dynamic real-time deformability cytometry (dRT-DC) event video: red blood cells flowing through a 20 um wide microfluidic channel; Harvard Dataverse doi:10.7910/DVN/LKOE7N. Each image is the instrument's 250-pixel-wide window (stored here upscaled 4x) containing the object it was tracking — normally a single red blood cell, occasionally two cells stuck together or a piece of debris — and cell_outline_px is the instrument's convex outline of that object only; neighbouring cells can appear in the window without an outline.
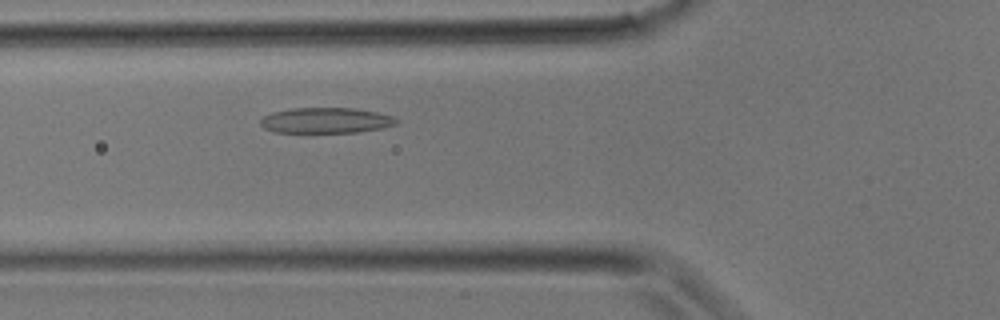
{"species": "common noctule bat (a hibernating species)", "species_latin": "Nyctalus noctula", "temperature_condition": "room temperature", "stored_images_in_passage": 29, "camera_frame_rate_fps": 3000, "um_per_image_px": 0.085, "animal": {"sex": "male", "body_mass_g": 17.9}, "frame": {"image": 1, "passage_image": 8, "time_ms": 2.333, "image_size_px": [1000, 320], "cell_outline_px": [[396, 124], [384, 128], [360, 132], [276, 132], [264, 128], [260, 124], [260, 120], [264, 116], [272, 112], [292, 108], [352, 108], [376, 112], [392, 116], [396, 120]], "centroid_in_image_um": [27.69, 10.24], "position_along_channel_um": 98.1, "area_um2": 20.11}}
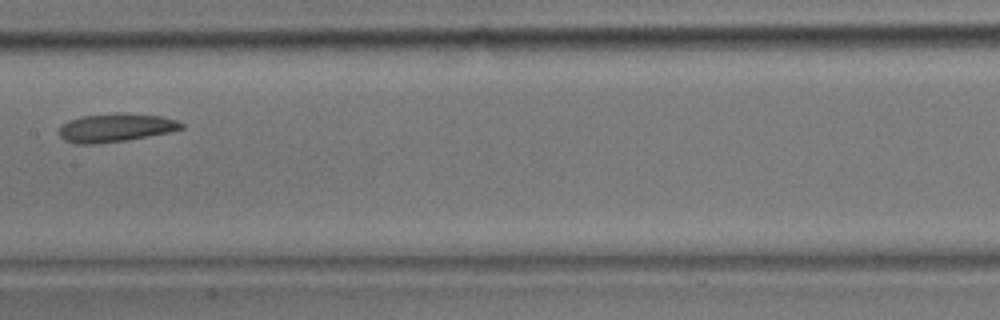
{"frame": {"image": 2, "passage_image": 13, "time_ms": 4.0, "image_size_px": [1000, 320], "cell_outline_px": [[184, 128], [172, 132], [128, 140], [96, 144], [76, 144], [64, 140], [60, 136], [60, 128], [68, 120], [80, 116], [160, 116], [176, 120], [184, 124]], "centroid_in_image_um": [9.83, 10.92], "position_along_channel_um": 197.6, "area_um2": 19.31}}
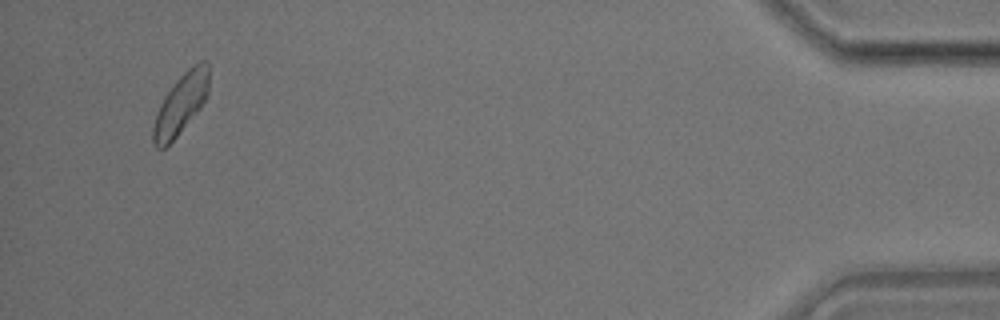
{"frame": {"image": 3, "passage_image": 28, "time_ms": 9.0, "image_size_px": [1000, 320], "cell_outline_px": [[208, 96], [200, 108], [176, 136], [164, 148], [156, 148], [152, 144], [152, 128], [160, 104], [164, 96], [176, 80], [188, 68], [200, 60], [208, 60]], "centroid_in_image_um": [15.37, 8.82], "position_along_channel_um": 419.8, "area_um2": 19.48}}